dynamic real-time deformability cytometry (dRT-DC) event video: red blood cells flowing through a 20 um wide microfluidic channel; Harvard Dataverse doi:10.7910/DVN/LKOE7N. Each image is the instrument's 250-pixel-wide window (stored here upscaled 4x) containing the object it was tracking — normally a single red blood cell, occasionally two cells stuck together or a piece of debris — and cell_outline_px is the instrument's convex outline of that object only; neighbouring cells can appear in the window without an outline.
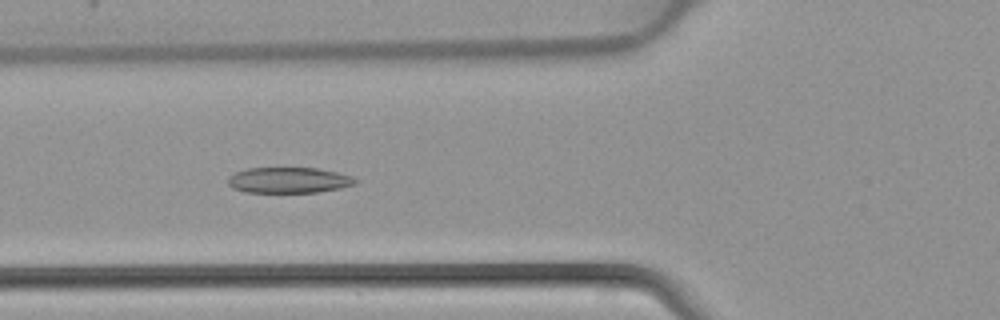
{"species": "common noctule bat (a hibernating species)", "species_latin": "Nyctalus noctula", "temperature_condition": "warm", "stored_images_in_passage": 35, "camera_frame_rate_fps": 3000, "um_per_image_px": 0.085, "animal": {"sex": "female", "body_mass_g": 22.7, "forearm_length_mm": 54.2}, "frame": {"image": 1, "passage_image": 7, "time_ms": 2.0, "image_size_px": [1000, 320], "cell_outline_px": [[360, 180], [356, 184], [340, 188], [316, 192], [244, 192], [232, 188], [228, 184], [228, 176], [236, 172], [248, 168], [316, 168], [336, 172], [352, 176]], "centroid_in_image_um": [24.55, 15.31], "position_along_channel_um": 101.3, "area_um2": 19.13}}
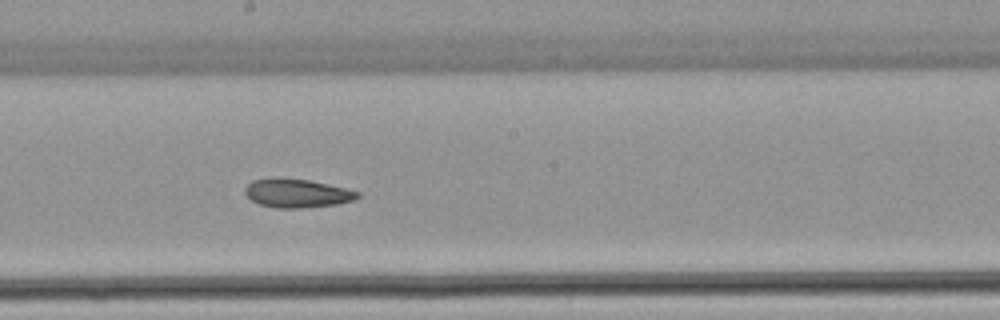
{"frame": {"image": 2, "passage_image": 15, "time_ms": 4.667, "image_size_px": [1000, 320], "cell_outline_px": [[360, 196], [352, 200], [336, 204], [304, 208], [276, 208], [260, 204], [252, 200], [244, 192], [244, 188], [252, 180], [272, 176], [276, 176], [308, 180], [328, 184], [360, 192]], "centroid_in_image_um": [25.2, 16.4], "position_along_channel_um": 223.0, "area_um2": 18.96}}
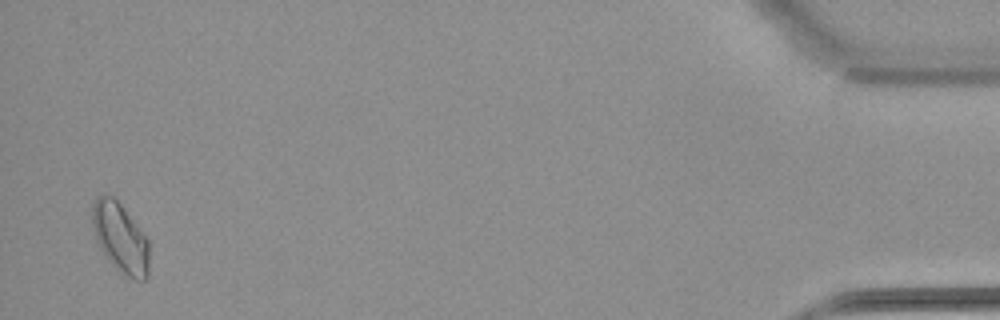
{"frame": {"image": 3, "passage_image": 34, "time_ms": 11.0, "image_size_px": [1000, 320], "cell_outline_px": [[148, 276], [144, 280], [136, 280], [124, 276], [112, 264], [100, 248], [96, 240], [92, 228], [92, 204], [96, 196], [104, 192], [112, 196], [120, 204], [148, 240]], "centroid_in_image_um": [10.19, 20.2], "position_along_channel_um": 425.0, "area_um2": 23.06}}